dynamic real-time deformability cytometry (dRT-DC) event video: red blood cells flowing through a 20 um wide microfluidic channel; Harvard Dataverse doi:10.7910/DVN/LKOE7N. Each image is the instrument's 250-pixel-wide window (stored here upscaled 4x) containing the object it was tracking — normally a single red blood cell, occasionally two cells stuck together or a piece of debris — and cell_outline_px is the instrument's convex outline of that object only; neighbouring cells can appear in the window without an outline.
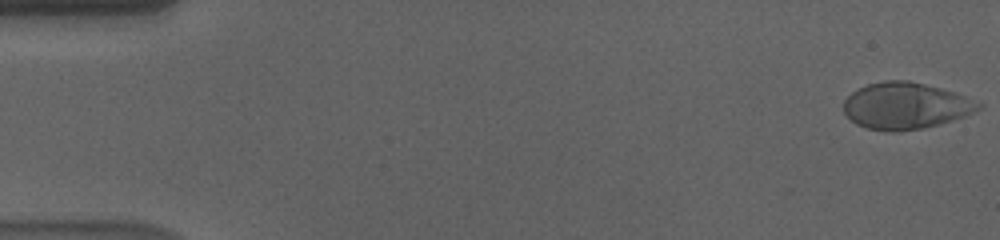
{"species": "human", "species_latin": "Homo sapiens", "temperature_condition": "cold", "stored_images_in_passage": 57, "camera_frame_rate_fps": 3000, "um_per_image_px": 0.085, "donor": {"sex": "male"}, "frame": {"image": 1, "passage_image": 1, "time_ms": 0.0, "image_size_px": [1000, 240], "cell_outline_px": [[984, 104], [976, 112], [940, 124], [924, 128], [892, 132], [884, 132], [868, 128], [856, 124], [844, 112], [844, 100], [852, 92], [868, 84], [884, 80], [908, 80], [956, 92]], "centroid_in_image_um": [76.99, 9.0], "position_along_channel_um": 8.0, "area_um2": 36.65}}
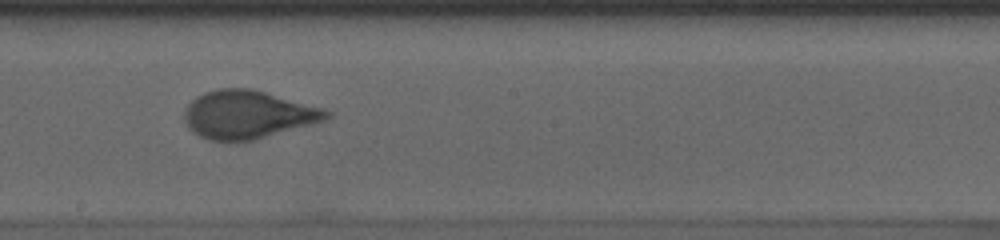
{"frame": {"image": 2, "passage_image": 32, "time_ms": 10.333, "image_size_px": [1000, 240], "cell_outline_px": [[332, 116], [324, 120], [312, 124], [252, 140], [208, 140], [192, 132], [188, 128], [184, 120], [184, 108], [196, 96], [204, 92], [220, 88], [248, 88], [264, 92], [324, 108], [332, 112]], "centroid_in_image_um": [21.04, 9.73], "position_along_channel_um": 227.2, "area_um2": 39.59}}
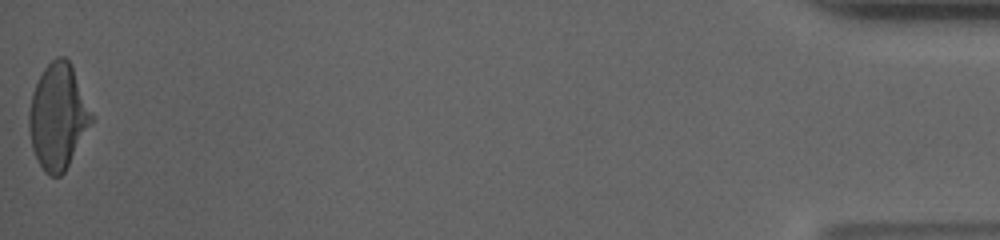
{"frame": {"image": 3, "passage_image": 57, "time_ms": 18.667, "image_size_px": [1000, 240], "cell_outline_px": [[92, 120], [64, 172], [60, 176], [52, 176], [44, 172], [32, 148], [28, 128], [28, 112], [32, 92], [44, 68], [56, 56], [64, 56], [68, 60], [72, 68], [92, 116]], "centroid_in_image_um": [4.87, 9.91], "position_along_channel_um": 430.3, "area_um2": 37.34}, "authors_computed_cell_mechanics": {"area_um2": 38.2058, "velocity_mm_per_s": 3.5819, "shape_relaxation_time_tau1_ms": 5.8753, "shape_relaxation_time_tau2_ms": null, "deformation_change_tau1": 0.2011, "deformation_change_tau2": null}}